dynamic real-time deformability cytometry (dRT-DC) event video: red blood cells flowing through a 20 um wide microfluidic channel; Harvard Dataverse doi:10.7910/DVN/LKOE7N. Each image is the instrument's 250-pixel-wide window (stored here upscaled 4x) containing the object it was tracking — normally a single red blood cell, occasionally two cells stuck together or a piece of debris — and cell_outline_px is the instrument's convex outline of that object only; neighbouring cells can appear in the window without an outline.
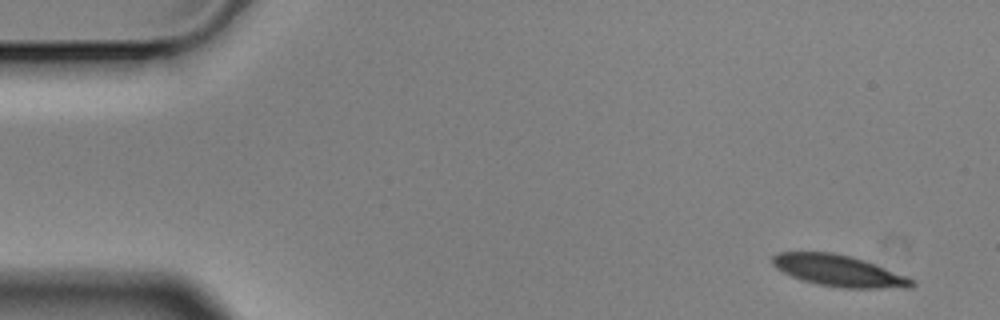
{"species": "Egyptian fruit bat (a non-hibernating species)", "species_latin": "Rousettus aegyptiacus", "temperature_condition": "cold", "stored_images_in_passage": 14, "camera_frame_rate_fps": 3000, "um_per_image_px": 0.085, "animal": {"sex": "male"}, "frame": {"image": 1, "passage_image": 1, "time_ms": 0.0, "image_size_px": [1000, 320], "cell_outline_px": [[916, 284], [912, 288], [844, 288], [816, 284], [792, 276], [776, 268], [772, 264], [772, 256], [780, 252], [832, 252], [864, 260], [908, 276]], "centroid_in_image_um": [71.32, 23.02], "position_along_channel_um": 13.7, "area_um2": 25.37}}
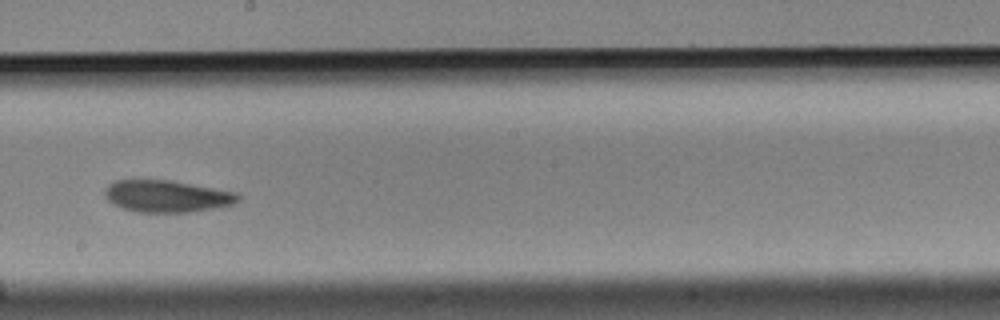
{"frame": {"image": 2, "passage_image": 8, "time_ms": 2.333, "image_size_px": [1000, 320], "cell_outline_px": [[240, 200], [232, 204], [216, 208], [188, 212], [136, 212], [120, 208], [112, 204], [104, 196], [104, 188], [108, 184], [116, 180], [168, 180], [236, 192], [240, 196]], "centroid_in_image_um": [14.13, 16.68], "position_along_channel_um": 234.1, "area_um2": 24.85}}
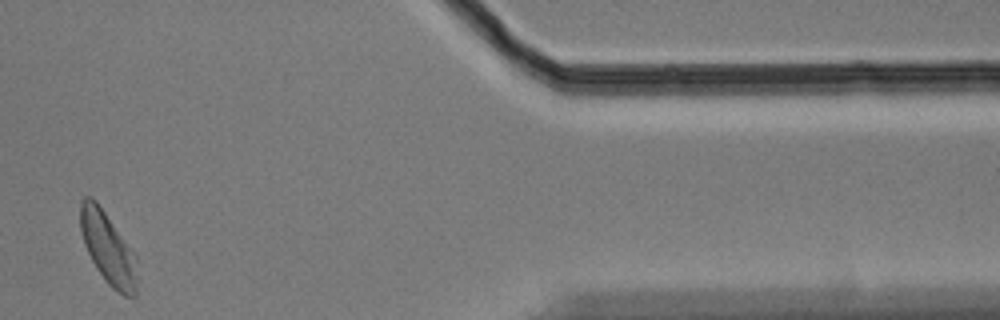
{"frame": {"image": 3, "passage_image": 13, "time_ms": 4.0, "image_size_px": [1000, 320], "cell_outline_px": [[136, 296], [124, 296], [116, 292], [104, 280], [96, 268], [84, 244], [80, 232], [80, 200], [84, 196], [92, 196], [96, 200], [136, 252]], "centroid_in_image_um": [9.18, 21.07], "position_along_channel_um": 402.2, "area_um2": 24.28}}